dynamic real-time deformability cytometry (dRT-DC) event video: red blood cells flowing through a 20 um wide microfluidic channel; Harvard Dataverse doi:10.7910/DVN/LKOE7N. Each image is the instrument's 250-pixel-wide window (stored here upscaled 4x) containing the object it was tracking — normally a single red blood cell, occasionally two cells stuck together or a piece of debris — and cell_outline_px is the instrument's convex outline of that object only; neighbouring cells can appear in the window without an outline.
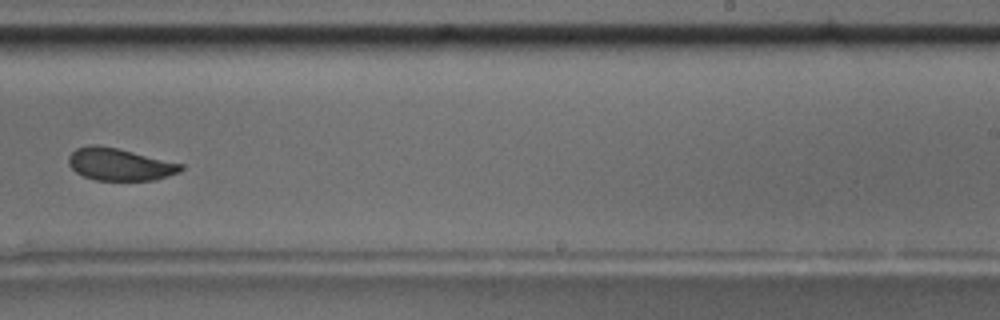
{"species": "common noctule bat (a hibernating species)", "species_latin": "Nyctalus noctula", "temperature_condition": "room temperature", "stored_images_in_passage": 16, "camera_frame_rate_fps": 3000, "um_per_image_px": 0.085, "animal": {"sex": "male", "body_mass_g": 17.5, "forearm_length_mm": 52.3}, "frame": {"image": 1, "passage_image": 10, "time_ms": 11.333, "image_size_px": [1000, 320], "cell_outline_px": [[184, 168], [180, 172], [156, 180], [96, 180], [84, 176], [76, 172], [68, 164], [68, 156], [76, 148], [88, 144], [96, 144], [116, 148], [184, 164]], "centroid_in_image_um": [10.17, 13.97], "position_along_channel_um": 278.8, "area_um2": 21.15}}
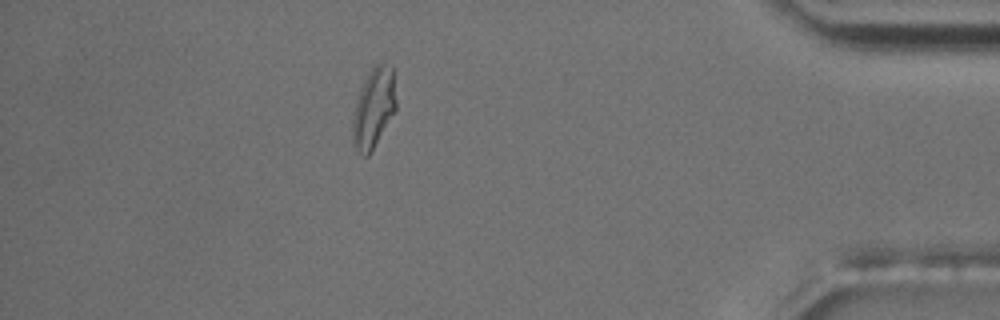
{"frame": {"image": 2, "passage_image": 16, "time_ms": 19.0, "image_size_px": [1000, 320], "cell_outline_px": [[396, 108], [372, 152], [368, 156], [364, 156], [356, 148], [352, 140], [352, 120], [356, 100], [360, 88], [368, 72], [380, 60], [384, 60], [392, 64], [396, 100]], "centroid_in_image_um": [31.76, 9.12], "position_along_channel_um": 403.4, "area_um2": 20.52}, "authors_computed_cell_mechanics": {"area_um2": 21.7906, "velocity_mm_per_s": 3.6124, "shape_relaxation_time_tau1_ms": 3.0364, "shape_relaxation_time_tau2_ms": 1.2968, "deformation_change_tau1": 0.0952, "deformation_change_tau2": 0.0544}}